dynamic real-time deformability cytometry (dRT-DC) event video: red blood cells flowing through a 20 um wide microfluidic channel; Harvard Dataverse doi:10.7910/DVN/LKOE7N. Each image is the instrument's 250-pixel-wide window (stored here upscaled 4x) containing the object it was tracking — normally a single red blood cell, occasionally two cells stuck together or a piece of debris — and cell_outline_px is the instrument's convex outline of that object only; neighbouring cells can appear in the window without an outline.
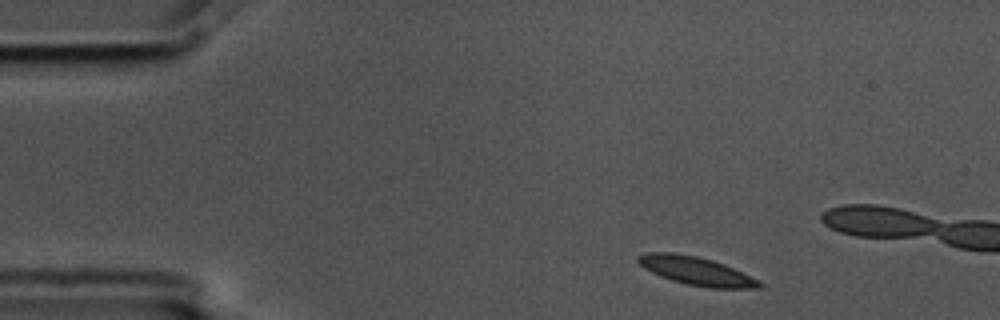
{"species": "common noctule bat (a hibernating species)", "species_latin": "Nyctalus noctula", "temperature_condition": "cold", "stored_images_in_passage": 3, "camera_frame_rate_fps": 3000, "um_per_image_px": 0.085, "animal": {"sex": "male", "body_mass_g": 17.5, "forearm_length_mm": 52.3}, "frame": {"image": 1, "passage_image": 1, "time_ms": 0.0, "image_size_px": [1000, 320], "cell_outline_px": [[764, 288], [708, 288], [688, 284], [672, 280], [660, 276], [644, 268], [636, 260], [636, 256], [644, 252], [672, 252], [696, 256], [712, 260], [724, 264], [764, 284]], "centroid_in_image_um": [59.12, 23.02], "position_along_channel_um": 25.9, "area_um2": 19.83}}